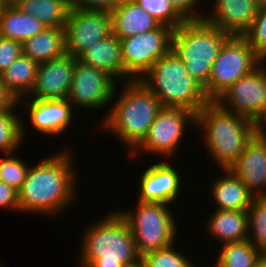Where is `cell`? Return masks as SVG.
I'll list each match as a JSON object with an SVG mask.
<instances>
[{
  "label": "cell",
  "mask_w": 266,
  "mask_h": 267,
  "mask_svg": "<svg viewBox=\"0 0 266 267\" xmlns=\"http://www.w3.org/2000/svg\"><path fill=\"white\" fill-rule=\"evenodd\" d=\"M53 154L29 167L18 190L20 212L55 216L74 203L78 180L72 148Z\"/></svg>",
  "instance_id": "cell-1"
},
{
  "label": "cell",
  "mask_w": 266,
  "mask_h": 267,
  "mask_svg": "<svg viewBox=\"0 0 266 267\" xmlns=\"http://www.w3.org/2000/svg\"><path fill=\"white\" fill-rule=\"evenodd\" d=\"M203 133V145L212 162L229 169L259 132V125L234 112L208 102L196 114V125ZM200 126V127H199Z\"/></svg>",
  "instance_id": "cell-2"
},
{
  "label": "cell",
  "mask_w": 266,
  "mask_h": 267,
  "mask_svg": "<svg viewBox=\"0 0 266 267\" xmlns=\"http://www.w3.org/2000/svg\"><path fill=\"white\" fill-rule=\"evenodd\" d=\"M122 84L124 86L118 91V99H115L106 116L101 119L99 124L102 127L99 129L116 134L132 152L146 137L163 106L140 80Z\"/></svg>",
  "instance_id": "cell-3"
},
{
  "label": "cell",
  "mask_w": 266,
  "mask_h": 267,
  "mask_svg": "<svg viewBox=\"0 0 266 267\" xmlns=\"http://www.w3.org/2000/svg\"><path fill=\"white\" fill-rule=\"evenodd\" d=\"M81 239V267H124L137 261L129 224L118 210L90 225Z\"/></svg>",
  "instance_id": "cell-4"
},
{
  "label": "cell",
  "mask_w": 266,
  "mask_h": 267,
  "mask_svg": "<svg viewBox=\"0 0 266 267\" xmlns=\"http://www.w3.org/2000/svg\"><path fill=\"white\" fill-rule=\"evenodd\" d=\"M139 80L163 107H181L197 114L210 102L172 47Z\"/></svg>",
  "instance_id": "cell-5"
},
{
  "label": "cell",
  "mask_w": 266,
  "mask_h": 267,
  "mask_svg": "<svg viewBox=\"0 0 266 267\" xmlns=\"http://www.w3.org/2000/svg\"><path fill=\"white\" fill-rule=\"evenodd\" d=\"M228 33L204 20H189L174 30L172 48L187 71L204 88Z\"/></svg>",
  "instance_id": "cell-6"
},
{
  "label": "cell",
  "mask_w": 266,
  "mask_h": 267,
  "mask_svg": "<svg viewBox=\"0 0 266 267\" xmlns=\"http://www.w3.org/2000/svg\"><path fill=\"white\" fill-rule=\"evenodd\" d=\"M169 206L166 203L137 201L136 209L118 210L129 224L140 258L175 244L178 220L174 219Z\"/></svg>",
  "instance_id": "cell-7"
},
{
  "label": "cell",
  "mask_w": 266,
  "mask_h": 267,
  "mask_svg": "<svg viewBox=\"0 0 266 267\" xmlns=\"http://www.w3.org/2000/svg\"><path fill=\"white\" fill-rule=\"evenodd\" d=\"M262 62L243 36H230L221 46L208 84L204 87L207 98L215 101L229 86L252 72Z\"/></svg>",
  "instance_id": "cell-8"
},
{
  "label": "cell",
  "mask_w": 266,
  "mask_h": 267,
  "mask_svg": "<svg viewBox=\"0 0 266 267\" xmlns=\"http://www.w3.org/2000/svg\"><path fill=\"white\" fill-rule=\"evenodd\" d=\"M191 121V122H190ZM196 124V114L181 107H163L155 117L143 141L132 151L131 156L145 153L172 158L178 152L187 124ZM177 150V152H176Z\"/></svg>",
  "instance_id": "cell-9"
},
{
  "label": "cell",
  "mask_w": 266,
  "mask_h": 267,
  "mask_svg": "<svg viewBox=\"0 0 266 267\" xmlns=\"http://www.w3.org/2000/svg\"><path fill=\"white\" fill-rule=\"evenodd\" d=\"M174 29H157L120 39L124 82L139 80L171 47Z\"/></svg>",
  "instance_id": "cell-10"
},
{
  "label": "cell",
  "mask_w": 266,
  "mask_h": 267,
  "mask_svg": "<svg viewBox=\"0 0 266 267\" xmlns=\"http://www.w3.org/2000/svg\"><path fill=\"white\" fill-rule=\"evenodd\" d=\"M263 61L252 72L238 79L215 100L227 111L260 125L266 117V66Z\"/></svg>",
  "instance_id": "cell-11"
},
{
  "label": "cell",
  "mask_w": 266,
  "mask_h": 267,
  "mask_svg": "<svg viewBox=\"0 0 266 267\" xmlns=\"http://www.w3.org/2000/svg\"><path fill=\"white\" fill-rule=\"evenodd\" d=\"M117 82L104 70L84 65L75 58L72 84L67 99L73 107L96 111L106 107L117 97Z\"/></svg>",
  "instance_id": "cell-12"
},
{
  "label": "cell",
  "mask_w": 266,
  "mask_h": 267,
  "mask_svg": "<svg viewBox=\"0 0 266 267\" xmlns=\"http://www.w3.org/2000/svg\"><path fill=\"white\" fill-rule=\"evenodd\" d=\"M64 29L66 52L77 58L95 42L112 34L111 12L71 8Z\"/></svg>",
  "instance_id": "cell-13"
},
{
  "label": "cell",
  "mask_w": 266,
  "mask_h": 267,
  "mask_svg": "<svg viewBox=\"0 0 266 267\" xmlns=\"http://www.w3.org/2000/svg\"><path fill=\"white\" fill-rule=\"evenodd\" d=\"M229 170L255 196H266V129H259Z\"/></svg>",
  "instance_id": "cell-14"
},
{
  "label": "cell",
  "mask_w": 266,
  "mask_h": 267,
  "mask_svg": "<svg viewBox=\"0 0 266 267\" xmlns=\"http://www.w3.org/2000/svg\"><path fill=\"white\" fill-rule=\"evenodd\" d=\"M171 162H158L145 168L139 184L137 201L166 203L176 202L181 190V174Z\"/></svg>",
  "instance_id": "cell-15"
},
{
  "label": "cell",
  "mask_w": 266,
  "mask_h": 267,
  "mask_svg": "<svg viewBox=\"0 0 266 267\" xmlns=\"http://www.w3.org/2000/svg\"><path fill=\"white\" fill-rule=\"evenodd\" d=\"M75 57L64 55L39 63L35 84L29 99H67L71 89Z\"/></svg>",
  "instance_id": "cell-16"
},
{
  "label": "cell",
  "mask_w": 266,
  "mask_h": 267,
  "mask_svg": "<svg viewBox=\"0 0 266 267\" xmlns=\"http://www.w3.org/2000/svg\"><path fill=\"white\" fill-rule=\"evenodd\" d=\"M24 99H28L23 101ZM27 101V102H26ZM30 101V102H29ZM28 109L30 124L33 129L43 135L59 136L71 124L74 115L72 104L68 99H30L27 97L18 100Z\"/></svg>",
  "instance_id": "cell-17"
},
{
  "label": "cell",
  "mask_w": 266,
  "mask_h": 267,
  "mask_svg": "<svg viewBox=\"0 0 266 267\" xmlns=\"http://www.w3.org/2000/svg\"><path fill=\"white\" fill-rule=\"evenodd\" d=\"M259 4L257 0H214L212 12L205 14L203 20L230 36H243L251 27Z\"/></svg>",
  "instance_id": "cell-18"
},
{
  "label": "cell",
  "mask_w": 266,
  "mask_h": 267,
  "mask_svg": "<svg viewBox=\"0 0 266 267\" xmlns=\"http://www.w3.org/2000/svg\"><path fill=\"white\" fill-rule=\"evenodd\" d=\"M77 60L84 65L104 70L116 81H124V62L120 38L114 33L95 42L83 51Z\"/></svg>",
  "instance_id": "cell-19"
},
{
  "label": "cell",
  "mask_w": 266,
  "mask_h": 267,
  "mask_svg": "<svg viewBox=\"0 0 266 267\" xmlns=\"http://www.w3.org/2000/svg\"><path fill=\"white\" fill-rule=\"evenodd\" d=\"M220 177L211 186V196L217 210H247L254 195L229 169H222Z\"/></svg>",
  "instance_id": "cell-20"
},
{
  "label": "cell",
  "mask_w": 266,
  "mask_h": 267,
  "mask_svg": "<svg viewBox=\"0 0 266 267\" xmlns=\"http://www.w3.org/2000/svg\"><path fill=\"white\" fill-rule=\"evenodd\" d=\"M112 33L120 39L157 29L161 24L136 3H120L111 11Z\"/></svg>",
  "instance_id": "cell-21"
},
{
  "label": "cell",
  "mask_w": 266,
  "mask_h": 267,
  "mask_svg": "<svg viewBox=\"0 0 266 267\" xmlns=\"http://www.w3.org/2000/svg\"><path fill=\"white\" fill-rule=\"evenodd\" d=\"M215 210L205 223L210 237L220 241L221 245L247 240V210Z\"/></svg>",
  "instance_id": "cell-22"
},
{
  "label": "cell",
  "mask_w": 266,
  "mask_h": 267,
  "mask_svg": "<svg viewBox=\"0 0 266 267\" xmlns=\"http://www.w3.org/2000/svg\"><path fill=\"white\" fill-rule=\"evenodd\" d=\"M23 54L38 63L63 57L66 52L64 27H47L22 43Z\"/></svg>",
  "instance_id": "cell-23"
},
{
  "label": "cell",
  "mask_w": 266,
  "mask_h": 267,
  "mask_svg": "<svg viewBox=\"0 0 266 267\" xmlns=\"http://www.w3.org/2000/svg\"><path fill=\"white\" fill-rule=\"evenodd\" d=\"M38 67L37 61L22 53L0 73L1 81L17 101L30 94L35 84Z\"/></svg>",
  "instance_id": "cell-24"
},
{
  "label": "cell",
  "mask_w": 266,
  "mask_h": 267,
  "mask_svg": "<svg viewBox=\"0 0 266 267\" xmlns=\"http://www.w3.org/2000/svg\"><path fill=\"white\" fill-rule=\"evenodd\" d=\"M47 26L35 17L23 13L18 7H2L0 36L20 42L41 33Z\"/></svg>",
  "instance_id": "cell-25"
},
{
  "label": "cell",
  "mask_w": 266,
  "mask_h": 267,
  "mask_svg": "<svg viewBox=\"0 0 266 267\" xmlns=\"http://www.w3.org/2000/svg\"><path fill=\"white\" fill-rule=\"evenodd\" d=\"M17 7L47 27H64L71 9L70 0H24Z\"/></svg>",
  "instance_id": "cell-26"
},
{
  "label": "cell",
  "mask_w": 266,
  "mask_h": 267,
  "mask_svg": "<svg viewBox=\"0 0 266 267\" xmlns=\"http://www.w3.org/2000/svg\"><path fill=\"white\" fill-rule=\"evenodd\" d=\"M214 267H257L261 251L247 239L222 244Z\"/></svg>",
  "instance_id": "cell-27"
},
{
  "label": "cell",
  "mask_w": 266,
  "mask_h": 267,
  "mask_svg": "<svg viewBox=\"0 0 266 267\" xmlns=\"http://www.w3.org/2000/svg\"><path fill=\"white\" fill-rule=\"evenodd\" d=\"M15 108H5L0 110V152L4 154H14L24 142L25 124L24 119L16 115Z\"/></svg>",
  "instance_id": "cell-28"
},
{
  "label": "cell",
  "mask_w": 266,
  "mask_h": 267,
  "mask_svg": "<svg viewBox=\"0 0 266 267\" xmlns=\"http://www.w3.org/2000/svg\"><path fill=\"white\" fill-rule=\"evenodd\" d=\"M247 223V239L255 248L263 250L266 247V196L254 197L247 209Z\"/></svg>",
  "instance_id": "cell-29"
},
{
  "label": "cell",
  "mask_w": 266,
  "mask_h": 267,
  "mask_svg": "<svg viewBox=\"0 0 266 267\" xmlns=\"http://www.w3.org/2000/svg\"><path fill=\"white\" fill-rule=\"evenodd\" d=\"M136 4L147 11L161 25L174 30L187 21L174 8L170 0H138Z\"/></svg>",
  "instance_id": "cell-30"
},
{
  "label": "cell",
  "mask_w": 266,
  "mask_h": 267,
  "mask_svg": "<svg viewBox=\"0 0 266 267\" xmlns=\"http://www.w3.org/2000/svg\"><path fill=\"white\" fill-rule=\"evenodd\" d=\"M145 267H195L174 244L141 257Z\"/></svg>",
  "instance_id": "cell-31"
},
{
  "label": "cell",
  "mask_w": 266,
  "mask_h": 267,
  "mask_svg": "<svg viewBox=\"0 0 266 267\" xmlns=\"http://www.w3.org/2000/svg\"><path fill=\"white\" fill-rule=\"evenodd\" d=\"M5 154L0 159V181L19 190L30 167L21 158ZM29 165V166H28Z\"/></svg>",
  "instance_id": "cell-32"
},
{
  "label": "cell",
  "mask_w": 266,
  "mask_h": 267,
  "mask_svg": "<svg viewBox=\"0 0 266 267\" xmlns=\"http://www.w3.org/2000/svg\"><path fill=\"white\" fill-rule=\"evenodd\" d=\"M256 54L266 62V3L259 4L249 30L243 35Z\"/></svg>",
  "instance_id": "cell-33"
},
{
  "label": "cell",
  "mask_w": 266,
  "mask_h": 267,
  "mask_svg": "<svg viewBox=\"0 0 266 267\" xmlns=\"http://www.w3.org/2000/svg\"><path fill=\"white\" fill-rule=\"evenodd\" d=\"M23 53L22 44L0 36V73Z\"/></svg>",
  "instance_id": "cell-34"
},
{
  "label": "cell",
  "mask_w": 266,
  "mask_h": 267,
  "mask_svg": "<svg viewBox=\"0 0 266 267\" xmlns=\"http://www.w3.org/2000/svg\"><path fill=\"white\" fill-rule=\"evenodd\" d=\"M121 0H70V7L78 10H95L111 12Z\"/></svg>",
  "instance_id": "cell-35"
},
{
  "label": "cell",
  "mask_w": 266,
  "mask_h": 267,
  "mask_svg": "<svg viewBox=\"0 0 266 267\" xmlns=\"http://www.w3.org/2000/svg\"><path fill=\"white\" fill-rule=\"evenodd\" d=\"M174 8L187 20H203L204 16L197 12L199 0H170ZM198 2V3H197ZM197 3V4H196ZM196 11V12H195Z\"/></svg>",
  "instance_id": "cell-36"
},
{
  "label": "cell",
  "mask_w": 266,
  "mask_h": 267,
  "mask_svg": "<svg viewBox=\"0 0 266 267\" xmlns=\"http://www.w3.org/2000/svg\"><path fill=\"white\" fill-rule=\"evenodd\" d=\"M0 208L19 211L18 190L0 181Z\"/></svg>",
  "instance_id": "cell-37"
},
{
  "label": "cell",
  "mask_w": 266,
  "mask_h": 267,
  "mask_svg": "<svg viewBox=\"0 0 266 267\" xmlns=\"http://www.w3.org/2000/svg\"><path fill=\"white\" fill-rule=\"evenodd\" d=\"M24 0H0L2 7H17Z\"/></svg>",
  "instance_id": "cell-38"
},
{
  "label": "cell",
  "mask_w": 266,
  "mask_h": 267,
  "mask_svg": "<svg viewBox=\"0 0 266 267\" xmlns=\"http://www.w3.org/2000/svg\"><path fill=\"white\" fill-rule=\"evenodd\" d=\"M124 267H145V264H144L142 258H139L137 261H135L131 264L124 265Z\"/></svg>",
  "instance_id": "cell-39"
},
{
  "label": "cell",
  "mask_w": 266,
  "mask_h": 267,
  "mask_svg": "<svg viewBox=\"0 0 266 267\" xmlns=\"http://www.w3.org/2000/svg\"><path fill=\"white\" fill-rule=\"evenodd\" d=\"M261 260L266 262V247L261 250Z\"/></svg>",
  "instance_id": "cell-40"
},
{
  "label": "cell",
  "mask_w": 266,
  "mask_h": 267,
  "mask_svg": "<svg viewBox=\"0 0 266 267\" xmlns=\"http://www.w3.org/2000/svg\"><path fill=\"white\" fill-rule=\"evenodd\" d=\"M264 123V124H263ZM259 129H266V117L265 119L261 122V124L259 125Z\"/></svg>",
  "instance_id": "cell-41"
},
{
  "label": "cell",
  "mask_w": 266,
  "mask_h": 267,
  "mask_svg": "<svg viewBox=\"0 0 266 267\" xmlns=\"http://www.w3.org/2000/svg\"><path fill=\"white\" fill-rule=\"evenodd\" d=\"M138 0H121V3H136Z\"/></svg>",
  "instance_id": "cell-42"
},
{
  "label": "cell",
  "mask_w": 266,
  "mask_h": 267,
  "mask_svg": "<svg viewBox=\"0 0 266 267\" xmlns=\"http://www.w3.org/2000/svg\"><path fill=\"white\" fill-rule=\"evenodd\" d=\"M259 267H266V262L260 260Z\"/></svg>",
  "instance_id": "cell-43"
},
{
  "label": "cell",
  "mask_w": 266,
  "mask_h": 267,
  "mask_svg": "<svg viewBox=\"0 0 266 267\" xmlns=\"http://www.w3.org/2000/svg\"><path fill=\"white\" fill-rule=\"evenodd\" d=\"M260 4L261 3H266V0H257Z\"/></svg>",
  "instance_id": "cell-44"
}]
</instances>
